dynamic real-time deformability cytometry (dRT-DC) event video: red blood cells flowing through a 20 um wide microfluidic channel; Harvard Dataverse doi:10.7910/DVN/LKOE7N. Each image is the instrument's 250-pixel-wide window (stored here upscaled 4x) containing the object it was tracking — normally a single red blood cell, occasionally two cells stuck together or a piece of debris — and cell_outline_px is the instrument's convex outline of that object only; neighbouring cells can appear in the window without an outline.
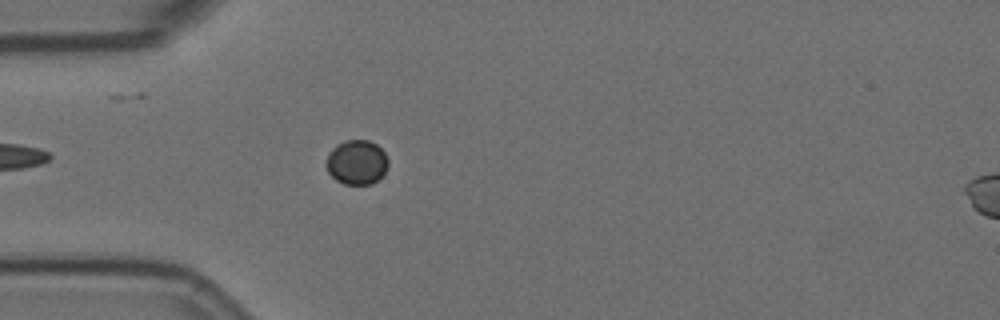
{"species": "Egyptian fruit bat (a non-hibernating species)", "species_latin": "Rousettus aegyptiacus", "temperature_condition": "room temperature", "stored_images_in_passage": 1, "camera_frame_rate_fps": 3000, "um_per_image_px": 0.085, "animal": {"sex": "female"}, "frame": {"image": 1, "passage_image": 1, "time_ms": 0.0, "image_size_px": [1000, 320], "cell_outline_px": [[388, 168], [372, 184], [344, 184], [336, 180], [328, 172], [324, 164], [324, 160], [328, 152], [336, 144], [348, 140], [368, 140], [376, 144], [384, 152], [388, 160]], "centroid_in_image_um": [30.28, 13.78], "position_along_channel_um": 54.7, "area_um2": 16.24}}